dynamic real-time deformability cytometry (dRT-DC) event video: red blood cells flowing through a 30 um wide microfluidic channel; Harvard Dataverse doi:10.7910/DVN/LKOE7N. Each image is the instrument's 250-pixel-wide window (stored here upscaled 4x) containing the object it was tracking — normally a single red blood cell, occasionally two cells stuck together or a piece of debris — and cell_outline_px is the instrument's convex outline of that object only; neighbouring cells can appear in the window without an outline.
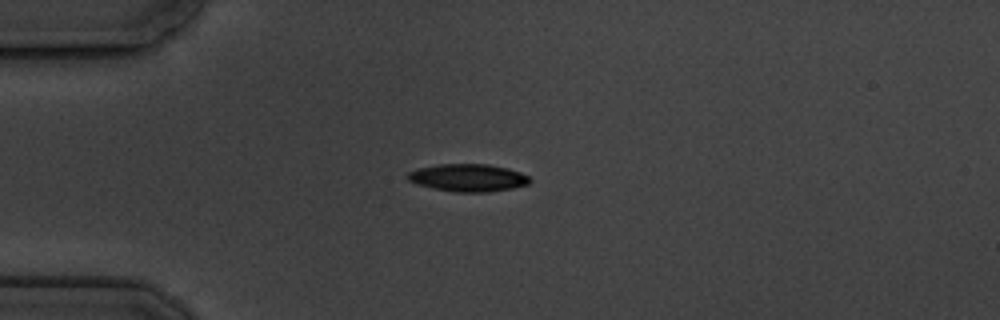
{"species": "common noctule bat (a hibernating species)", "species_latin": "Nyctalus noctula", "temperature_condition": "cold", "stored_images_in_passage": 12, "camera_frame_rate_fps": 3000, "um_per_image_px": 0.085, "animal": {"sex": "male", "body_mass_g": 19.5, "forearm_length_mm": 54.6}, "frame": {"image": 1, "passage_image": 1, "time_ms": 0.0, "image_size_px": [1000, 320], "cell_outline_px": [[532, 180], [528, 184], [512, 188], [488, 192], [452, 192], [432, 188], [408, 180], [408, 172], [416, 168], [440, 164], [488, 164], [508, 168], [520, 172], [528, 176]], "centroid_in_image_um": [39.8, 15.1], "position_along_channel_um": 45.2, "area_um2": 19.59}}
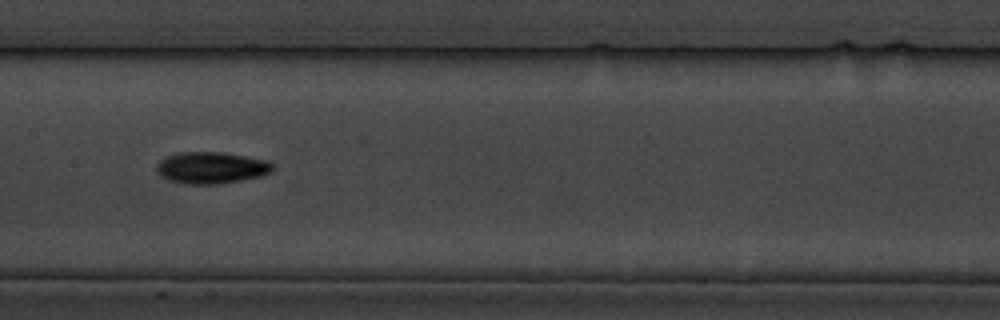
{"frame": {"image": 2, "passage_image": 5, "time_ms": 4.667, "image_size_px": [1000, 320], "cell_outline_px": [[272, 168], [268, 172], [260, 176], [220, 184], [184, 184], [168, 180], [160, 176], [156, 172], [156, 164], [160, 160], [168, 156], [180, 152], [220, 152], [268, 160], [272, 164]], "centroid_in_image_um": [17.89, 14.26], "position_along_channel_um": 189.5, "area_um2": 21.33}}
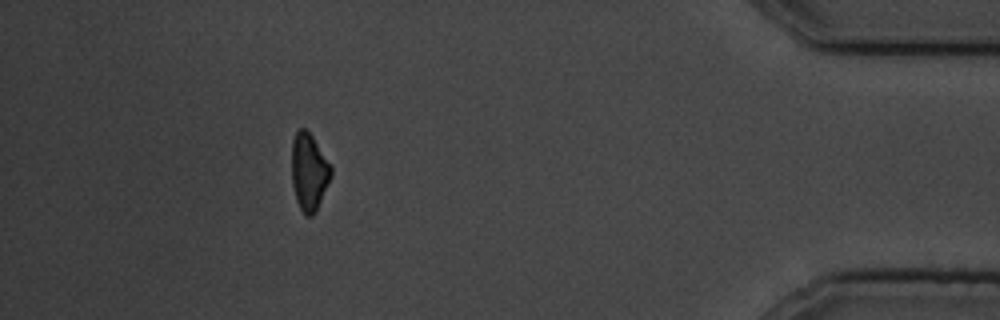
{"frame": {"image": 3, "passage_image": 11, "time_ms": 12.333, "image_size_px": [1000, 320], "cell_outline_px": [[332, 176], [316, 212], [312, 216], [304, 216], [296, 200], [292, 184], [292, 140], [296, 132], [300, 128], [304, 128], [312, 136], [332, 168]], "centroid_in_image_um": [26.26, 14.65], "position_along_channel_um": 408.9, "area_um2": 17.69}, "authors_computed_cell_mechanics": {"area_um2": 19.3052, "velocity_mm_per_s": 3.5296, "shape_relaxation_time_tau1_ms": 1.5647, "shape_relaxation_time_tau2_ms": null, "deformation_change_tau1": 0.0728, "deformation_change_tau2": null}}